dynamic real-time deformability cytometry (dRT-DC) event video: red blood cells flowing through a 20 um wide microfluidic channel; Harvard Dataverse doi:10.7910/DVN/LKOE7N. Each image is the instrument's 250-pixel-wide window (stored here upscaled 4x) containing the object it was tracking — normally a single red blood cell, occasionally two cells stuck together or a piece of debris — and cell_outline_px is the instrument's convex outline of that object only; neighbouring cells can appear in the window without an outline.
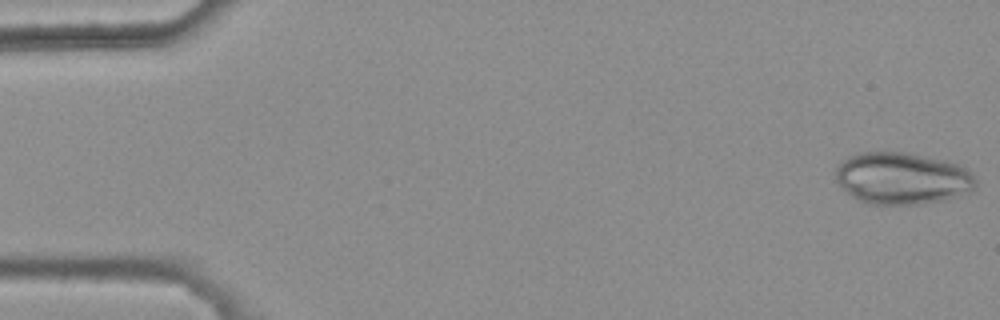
{"species": "common noctule bat (a hibernating species)", "species_latin": "Nyctalus noctula", "temperature_condition": "warm", "stored_images_in_passage": 4, "camera_frame_rate_fps": 3000, "um_per_image_px": 0.085, "animal": {"sex": "female", "body_mass_g": 25.1}, "frame": {"image": 1, "passage_image": 1, "time_ms": 0.0, "image_size_px": [1000, 320], "cell_outline_px": [[976, 184], [968, 192], [944, 200], [924, 204], [868, 204], [852, 196], [836, 180], [836, 168], [848, 156], [860, 152], [900, 152], [948, 160], [960, 164], [968, 168], [972, 172], [976, 180]], "centroid_in_image_um": [76.72, 15.15], "position_along_channel_um": 8.3, "area_um2": 42.37}}